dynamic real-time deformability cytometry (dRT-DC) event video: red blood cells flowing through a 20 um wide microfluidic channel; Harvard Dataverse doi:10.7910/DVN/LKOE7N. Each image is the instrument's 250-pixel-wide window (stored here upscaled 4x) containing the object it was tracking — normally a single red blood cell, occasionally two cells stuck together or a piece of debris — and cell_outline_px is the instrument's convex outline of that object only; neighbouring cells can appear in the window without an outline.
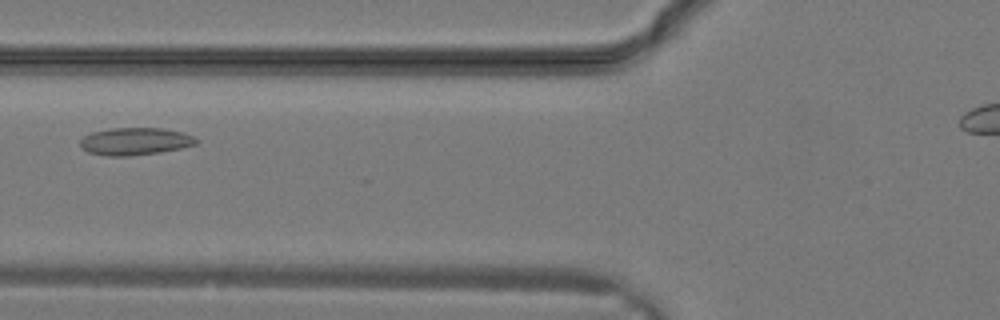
{"species": "common noctule bat (a hibernating species)", "species_latin": "Nyctalus noctula", "temperature_condition": "warm", "stored_images_in_passage": 6, "camera_frame_rate_fps": 3000, "um_per_image_px": 0.085, "animal": {"sex": "male", "body_mass_g": 19.2, "forearm_length_mm": 51.8}, "frame": {"image": 1, "passage_image": 3, "time_ms": 0.667, "image_size_px": [1000, 320], "cell_outline_px": [[200, 140], [196, 144], [180, 148], [160, 152], [128, 156], [108, 156], [88, 152], [80, 144], [80, 140], [84, 136], [92, 132], [112, 128], [160, 128], [184, 132]], "centroid_in_image_um": [11.5, 12.01], "position_along_channel_um": 114.3, "area_um2": 18.44}}
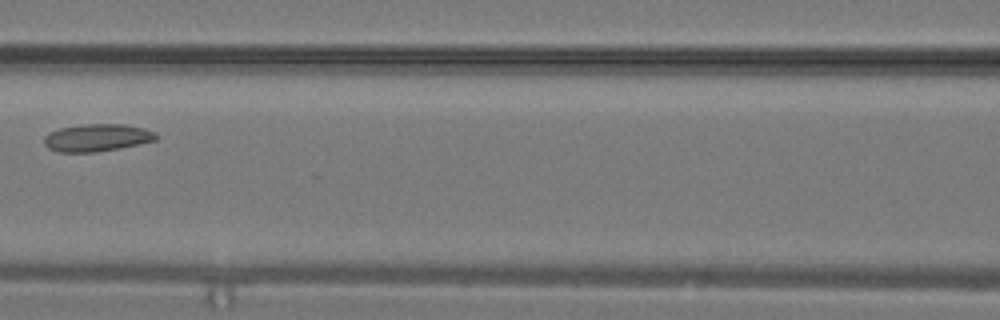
{"frame": {"image": 2, "passage_image": 5, "time_ms": 1.333, "image_size_px": [1000, 320], "cell_outline_px": [[160, 136], [156, 140], [140, 144], [120, 148], [96, 152], [56, 152], [48, 148], [44, 144], [44, 136], [48, 132], [60, 128], [84, 124], [124, 124], [144, 128], [156, 132]], "centroid_in_image_um": [8.26, 11.7], "position_along_channel_um": 158.3, "area_um2": 18.15}}